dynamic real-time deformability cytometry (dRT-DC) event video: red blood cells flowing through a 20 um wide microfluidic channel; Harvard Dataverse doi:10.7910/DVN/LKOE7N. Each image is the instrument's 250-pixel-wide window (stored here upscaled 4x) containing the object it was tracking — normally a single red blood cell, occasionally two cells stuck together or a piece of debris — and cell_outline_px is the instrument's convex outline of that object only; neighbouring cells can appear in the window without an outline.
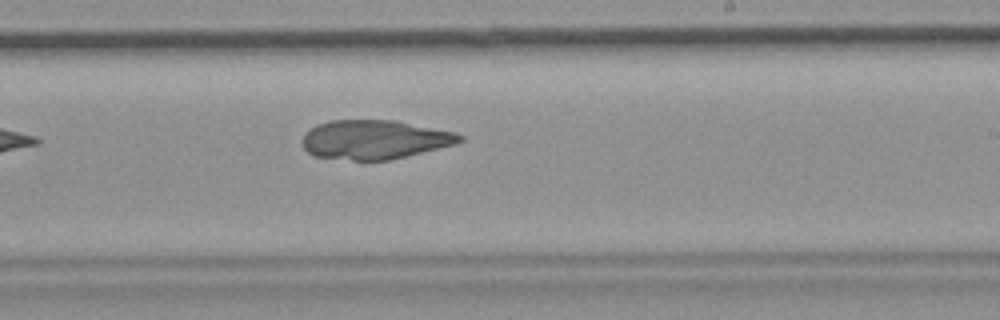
{"species": "common noctule bat (a hibernating species)", "species_latin": "Nyctalus noctula", "temperature_condition": "room temperature", "stored_images_in_passage": 7, "camera_frame_rate_fps": 3000, "um_per_image_px": 0.085, "animal": {"sex": "female", "body_mass_g": 19.9}, "frame": {"image": 1, "passage_image": 7, "time_ms": 7.333, "image_size_px": [1000, 320], "cell_outline_px": [[464, 140], [456, 144], [388, 160], [352, 160], [312, 156], [304, 148], [300, 140], [304, 132], [308, 128], [316, 124], [328, 120], [396, 120], [456, 132], [464, 136]], "centroid_in_image_um": [31.79, 11.85], "position_along_channel_um": 257.2, "area_um2": 36.24}}